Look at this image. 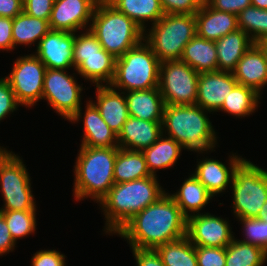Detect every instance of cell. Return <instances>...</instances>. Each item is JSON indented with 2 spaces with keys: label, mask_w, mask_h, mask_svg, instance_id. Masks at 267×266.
Wrapping results in <instances>:
<instances>
[{
  "label": "cell",
  "mask_w": 267,
  "mask_h": 266,
  "mask_svg": "<svg viewBox=\"0 0 267 266\" xmlns=\"http://www.w3.org/2000/svg\"><path fill=\"white\" fill-rule=\"evenodd\" d=\"M67 70L47 68L44 77L42 100L68 121L81 108L82 85Z\"/></svg>",
  "instance_id": "obj_13"
},
{
  "label": "cell",
  "mask_w": 267,
  "mask_h": 266,
  "mask_svg": "<svg viewBox=\"0 0 267 266\" xmlns=\"http://www.w3.org/2000/svg\"><path fill=\"white\" fill-rule=\"evenodd\" d=\"M55 0H23V11L35 18L49 20Z\"/></svg>",
  "instance_id": "obj_41"
},
{
  "label": "cell",
  "mask_w": 267,
  "mask_h": 266,
  "mask_svg": "<svg viewBox=\"0 0 267 266\" xmlns=\"http://www.w3.org/2000/svg\"><path fill=\"white\" fill-rule=\"evenodd\" d=\"M205 0H160L165 14H195Z\"/></svg>",
  "instance_id": "obj_40"
},
{
  "label": "cell",
  "mask_w": 267,
  "mask_h": 266,
  "mask_svg": "<svg viewBox=\"0 0 267 266\" xmlns=\"http://www.w3.org/2000/svg\"><path fill=\"white\" fill-rule=\"evenodd\" d=\"M194 15L196 35L210 41L215 42L239 29L237 15L215 10L206 1Z\"/></svg>",
  "instance_id": "obj_23"
},
{
  "label": "cell",
  "mask_w": 267,
  "mask_h": 266,
  "mask_svg": "<svg viewBox=\"0 0 267 266\" xmlns=\"http://www.w3.org/2000/svg\"><path fill=\"white\" fill-rule=\"evenodd\" d=\"M228 164L225 165L219 160L209 157L197 161V167L193 172L194 176L206 187L208 192L213 196L221 194L228 189L232 183L233 174L238 165L245 159L232 153L229 155Z\"/></svg>",
  "instance_id": "obj_18"
},
{
  "label": "cell",
  "mask_w": 267,
  "mask_h": 266,
  "mask_svg": "<svg viewBox=\"0 0 267 266\" xmlns=\"http://www.w3.org/2000/svg\"><path fill=\"white\" fill-rule=\"evenodd\" d=\"M198 266H225L226 247L195 246Z\"/></svg>",
  "instance_id": "obj_38"
},
{
  "label": "cell",
  "mask_w": 267,
  "mask_h": 266,
  "mask_svg": "<svg viewBox=\"0 0 267 266\" xmlns=\"http://www.w3.org/2000/svg\"><path fill=\"white\" fill-rule=\"evenodd\" d=\"M98 109L101 117L118 135L129 118L128 105L123 91L111 85L96 86V102L90 100Z\"/></svg>",
  "instance_id": "obj_21"
},
{
  "label": "cell",
  "mask_w": 267,
  "mask_h": 266,
  "mask_svg": "<svg viewBox=\"0 0 267 266\" xmlns=\"http://www.w3.org/2000/svg\"><path fill=\"white\" fill-rule=\"evenodd\" d=\"M181 209L182 214L188 219L196 214L210 203L213 196L206 187L194 176L193 173L186 178L175 193L169 194ZM191 212V213H190Z\"/></svg>",
  "instance_id": "obj_26"
},
{
  "label": "cell",
  "mask_w": 267,
  "mask_h": 266,
  "mask_svg": "<svg viewBox=\"0 0 267 266\" xmlns=\"http://www.w3.org/2000/svg\"><path fill=\"white\" fill-rule=\"evenodd\" d=\"M267 252L256 245L234 238L226 247L225 266H264Z\"/></svg>",
  "instance_id": "obj_34"
},
{
  "label": "cell",
  "mask_w": 267,
  "mask_h": 266,
  "mask_svg": "<svg viewBox=\"0 0 267 266\" xmlns=\"http://www.w3.org/2000/svg\"><path fill=\"white\" fill-rule=\"evenodd\" d=\"M119 147L81 146L74 165L76 201L91 198L99 203L114 185V163Z\"/></svg>",
  "instance_id": "obj_4"
},
{
  "label": "cell",
  "mask_w": 267,
  "mask_h": 266,
  "mask_svg": "<svg viewBox=\"0 0 267 266\" xmlns=\"http://www.w3.org/2000/svg\"><path fill=\"white\" fill-rule=\"evenodd\" d=\"M231 185L235 218H259L267 198V170L244 159L235 169Z\"/></svg>",
  "instance_id": "obj_8"
},
{
  "label": "cell",
  "mask_w": 267,
  "mask_h": 266,
  "mask_svg": "<svg viewBox=\"0 0 267 266\" xmlns=\"http://www.w3.org/2000/svg\"><path fill=\"white\" fill-rule=\"evenodd\" d=\"M73 64L76 74L95 86L110 85L114 79L116 58L102 48L89 29L75 33Z\"/></svg>",
  "instance_id": "obj_9"
},
{
  "label": "cell",
  "mask_w": 267,
  "mask_h": 266,
  "mask_svg": "<svg viewBox=\"0 0 267 266\" xmlns=\"http://www.w3.org/2000/svg\"><path fill=\"white\" fill-rule=\"evenodd\" d=\"M129 116L146 121H162L165 103L159 88L124 92Z\"/></svg>",
  "instance_id": "obj_24"
},
{
  "label": "cell",
  "mask_w": 267,
  "mask_h": 266,
  "mask_svg": "<svg viewBox=\"0 0 267 266\" xmlns=\"http://www.w3.org/2000/svg\"><path fill=\"white\" fill-rule=\"evenodd\" d=\"M162 135V121H146L129 116L118 134L119 148L143 151Z\"/></svg>",
  "instance_id": "obj_22"
},
{
  "label": "cell",
  "mask_w": 267,
  "mask_h": 266,
  "mask_svg": "<svg viewBox=\"0 0 267 266\" xmlns=\"http://www.w3.org/2000/svg\"><path fill=\"white\" fill-rule=\"evenodd\" d=\"M22 160L8 149L0 154V192L4 202L0 211L37 210L31 177Z\"/></svg>",
  "instance_id": "obj_10"
},
{
  "label": "cell",
  "mask_w": 267,
  "mask_h": 266,
  "mask_svg": "<svg viewBox=\"0 0 267 266\" xmlns=\"http://www.w3.org/2000/svg\"><path fill=\"white\" fill-rule=\"evenodd\" d=\"M65 255L56 250H39L33 254L31 266H66Z\"/></svg>",
  "instance_id": "obj_42"
},
{
  "label": "cell",
  "mask_w": 267,
  "mask_h": 266,
  "mask_svg": "<svg viewBox=\"0 0 267 266\" xmlns=\"http://www.w3.org/2000/svg\"><path fill=\"white\" fill-rule=\"evenodd\" d=\"M199 73L180 60L160 63L158 88L165 105H195Z\"/></svg>",
  "instance_id": "obj_11"
},
{
  "label": "cell",
  "mask_w": 267,
  "mask_h": 266,
  "mask_svg": "<svg viewBox=\"0 0 267 266\" xmlns=\"http://www.w3.org/2000/svg\"><path fill=\"white\" fill-rule=\"evenodd\" d=\"M151 176L142 151L119 148L114 163V182L123 183Z\"/></svg>",
  "instance_id": "obj_30"
},
{
  "label": "cell",
  "mask_w": 267,
  "mask_h": 266,
  "mask_svg": "<svg viewBox=\"0 0 267 266\" xmlns=\"http://www.w3.org/2000/svg\"><path fill=\"white\" fill-rule=\"evenodd\" d=\"M89 30L102 48L115 58L138 45L144 36V31L132 19L107 0H99L96 4Z\"/></svg>",
  "instance_id": "obj_5"
},
{
  "label": "cell",
  "mask_w": 267,
  "mask_h": 266,
  "mask_svg": "<svg viewBox=\"0 0 267 266\" xmlns=\"http://www.w3.org/2000/svg\"><path fill=\"white\" fill-rule=\"evenodd\" d=\"M160 63L149 45L142 40L116 58L115 75L110 85L123 92L157 88Z\"/></svg>",
  "instance_id": "obj_7"
},
{
  "label": "cell",
  "mask_w": 267,
  "mask_h": 266,
  "mask_svg": "<svg viewBox=\"0 0 267 266\" xmlns=\"http://www.w3.org/2000/svg\"><path fill=\"white\" fill-rule=\"evenodd\" d=\"M19 106L21 105L18 103L7 78L5 76L0 78V122L18 110Z\"/></svg>",
  "instance_id": "obj_39"
},
{
  "label": "cell",
  "mask_w": 267,
  "mask_h": 266,
  "mask_svg": "<svg viewBox=\"0 0 267 266\" xmlns=\"http://www.w3.org/2000/svg\"><path fill=\"white\" fill-rule=\"evenodd\" d=\"M155 175L123 183H114L99 202L105 216L104 232L116 234L136 213L162 197L166 191Z\"/></svg>",
  "instance_id": "obj_2"
},
{
  "label": "cell",
  "mask_w": 267,
  "mask_h": 266,
  "mask_svg": "<svg viewBox=\"0 0 267 266\" xmlns=\"http://www.w3.org/2000/svg\"><path fill=\"white\" fill-rule=\"evenodd\" d=\"M49 20H43L27 15L24 11L13 19V45L30 46L37 44L50 31ZM37 42V43H35Z\"/></svg>",
  "instance_id": "obj_31"
},
{
  "label": "cell",
  "mask_w": 267,
  "mask_h": 266,
  "mask_svg": "<svg viewBox=\"0 0 267 266\" xmlns=\"http://www.w3.org/2000/svg\"><path fill=\"white\" fill-rule=\"evenodd\" d=\"M263 49H264V52H265V55H266V58H267V41H264V42H261V43H258Z\"/></svg>",
  "instance_id": "obj_50"
},
{
  "label": "cell",
  "mask_w": 267,
  "mask_h": 266,
  "mask_svg": "<svg viewBox=\"0 0 267 266\" xmlns=\"http://www.w3.org/2000/svg\"><path fill=\"white\" fill-rule=\"evenodd\" d=\"M36 211L37 210L0 211V214L4 217L8 225L11 237L16 244L18 239L35 233L37 225Z\"/></svg>",
  "instance_id": "obj_36"
},
{
  "label": "cell",
  "mask_w": 267,
  "mask_h": 266,
  "mask_svg": "<svg viewBox=\"0 0 267 266\" xmlns=\"http://www.w3.org/2000/svg\"><path fill=\"white\" fill-rule=\"evenodd\" d=\"M5 150L6 148L0 146V154H2Z\"/></svg>",
  "instance_id": "obj_51"
},
{
  "label": "cell",
  "mask_w": 267,
  "mask_h": 266,
  "mask_svg": "<svg viewBox=\"0 0 267 266\" xmlns=\"http://www.w3.org/2000/svg\"><path fill=\"white\" fill-rule=\"evenodd\" d=\"M232 73L238 84L262 95L261 90L267 85V58L264 49L254 43L238 61Z\"/></svg>",
  "instance_id": "obj_20"
},
{
  "label": "cell",
  "mask_w": 267,
  "mask_h": 266,
  "mask_svg": "<svg viewBox=\"0 0 267 266\" xmlns=\"http://www.w3.org/2000/svg\"><path fill=\"white\" fill-rule=\"evenodd\" d=\"M182 149L174 139L162 134L156 142L142 151L150 174L157 176L158 170L173 167L181 156Z\"/></svg>",
  "instance_id": "obj_28"
},
{
  "label": "cell",
  "mask_w": 267,
  "mask_h": 266,
  "mask_svg": "<svg viewBox=\"0 0 267 266\" xmlns=\"http://www.w3.org/2000/svg\"><path fill=\"white\" fill-rule=\"evenodd\" d=\"M119 12L132 19L143 31L146 30L145 22L155 24L165 13L160 0H107Z\"/></svg>",
  "instance_id": "obj_29"
},
{
  "label": "cell",
  "mask_w": 267,
  "mask_h": 266,
  "mask_svg": "<svg viewBox=\"0 0 267 266\" xmlns=\"http://www.w3.org/2000/svg\"><path fill=\"white\" fill-rule=\"evenodd\" d=\"M208 112L211 113L196 104L165 105L162 134L174 139L184 150L198 154L215 151L219 137L207 116Z\"/></svg>",
  "instance_id": "obj_3"
},
{
  "label": "cell",
  "mask_w": 267,
  "mask_h": 266,
  "mask_svg": "<svg viewBox=\"0 0 267 266\" xmlns=\"http://www.w3.org/2000/svg\"><path fill=\"white\" fill-rule=\"evenodd\" d=\"M195 35L194 14H165L144 31L143 40L159 61L164 62L180 60L184 47Z\"/></svg>",
  "instance_id": "obj_6"
},
{
  "label": "cell",
  "mask_w": 267,
  "mask_h": 266,
  "mask_svg": "<svg viewBox=\"0 0 267 266\" xmlns=\"http://www.w3.org/2000/svg\"><path fill=\"white\" fill-rule=\"evenodd\" d=\"M16 243L11 237L8 225L0 214V256L12 252Z\"/></svg>",
  "instance_id": "obj_46"
},
{
  "label": "cell",
  "mask_w": 267,
  "mask_h": 266,
  "mask_svg": "<svg viewBox=\"0 0 267 266\" xmlns=\"http://www.w3.org/2000/svg\"><path fill=\"white\" fill-rule=\"evenodd\" d=\"M13 19L0 17V50L13 51V37H12Z\"/></svg>",
  "instance_id": "obj_45"
},
{
  "label": "cell",
  "mask_w": 267,
  "mask_h": 266,
  "mask_svg": "<svg viewBox=\"0 0 267 266\" xmlns=\"http://www.w3.org/2000/svg\"><path fill=\"white\" fill-rule=\"evenodd\" d=\"M82 116V108L69 120L71 123L79 122L83 117V138L80 146L86 147H119L118 135L108 126L101 117L96 106L88 100Z\"/></svg>",
  "instance_id": "obj_19"
},
{
  "label": "cell",
  "mask_w": 267,
  "mask_h": 266,
  "mask_svg": "<svg viewBox=\"0 0 267 266\" xmlns=\"http://www.w3.org/2000/svg\"><path fill=\"white\" fill-rule=\"evenodd\" d=\"M261 98V95L252 88L237 84L217 112H226L236 118L248 117L256 112Z\"/></svg>",
  "instance_id": "obj_32"
},
{
  "label": "cell",
  "mask_w": 267,
  "mask_h": 266,
  "mask_svg": "<svg viewBox=\"0 0 267 266\" xmlns=\"http://www.w3.org/2000/svg\"><path fill=\"white\" fill-rule=\"evenodd\" d=\"M180 61L199 74L218 71L215 42L195 35L184 47Z\"/></svg>",
  "instance_id": "obj_27"
},
{
  "label": "cell",
  "mask_w": 267,
  "mask_h": 266,
  "mask_svg": "<svg viewBox=\"0 0 267 266\" xmlns=\"http://www.w3.org/2000/svg\"><path fill=\"white\" fill-rule=\"evenodd\" d=\"M238 84L232 72L213 71L199 74L196 105L217 112L224 99Z\"/></svg>",
  "instance_id": "obj_17"
},
{
  "label": "cell",
  "mask_w": 267,
  "mask_h": 266,
  "mask_svg": "<svg viewBox=\"0 0 267 266\" xmlns=\"http://www.w3.org/2000/svg\"><path fill=\"white\" fill-rule=\"evenodd\" d=\"M238 28L243 30L254 43L267 41V9L252 5L237 15Z\"/></svg>",
  "instance_id": "obj_35"
},
{
  "label": "cell",
  "mask_w": 267,
  "mask_h": 266,
  "mask_svg": "<svg viewBox=\"0 0 267 266\" xmlns=\"http://www.w3.org/2000/svg\"><path fill=\"white\" fill-rule=\"evenodd\" d=\"M259 218L262 221L267 222V198H266L264 205L262 206V208L260 210V217Z\"/></svg>",
  "instance_id": "obj_49"
},
{
  "label": "cell",
  "mask_w": 267,
  "mask_h": 266,
  "mask_svg": "<svg viewBox=\"0 0 267 266\" xmlns=\"http://www.w3.org/2000/svg\"><path fill=\"white\" fill-rule=\"evenodd\" d=\"M253 44L252 39L241 29L215 41L218 71L233 72L238 61Z\"/></svg>",
  "instance_id": "obj_25"
},
{
  "label": "cell",
  "mask_w": 267,
  "mask_h": 266,
  "mask_svg": "<svg viewBox=\"0 0 267 266\" xmlns=\"http://www.w3.org/2000/svg\"><path fill=\"white\" fill-rule=\"evenodd\" d=\"M11 73L5 76L22 106L33 107L43 94L45 72L44 63L33 53L15 59Z\"/></svg>",
  "instance_id": "obj_12"
},
{
  "label": "cell",
  "mask_w": 267,
  "mask_h": 266,
  "mask_svg": "<svg viewBox=\"0 0 267 266\" xmlns=\"http://www.w3.org/2000/svg\"><path fill=\"white\" fill-rule=\"evenodd\" d=\"M116 235L126 239L130 248L156 249L187 236V218L166 192L136 213Z\"/></svg>",
  "instance_id": "obj_1"
},
{
  "label": "cell",
  "mask_w": 267,
  "mask_h": 266,
  "mask_svg": "<svg viewBox=\"0 0 267 266\" xmlns=\"http://www.w3.org/2000/svg\"><path fill=\"white\" fill-rule=\"evenodd\" d=\"M23 12V0H0V17L14 19Z\"/></svg>",
  "instance_id": "obj_47"
},
{
  "label": "cell",
  "mask_w": 267,
  "mask_h": 266,
  "mask_svg": "<svg viewBox=\"0 0 267 266\" xmlns=\"http://www.w3.org/2000/svg\"><path fill=\"white\" fill-rule=\"evenodd\" d=\"M75 33L50 30L36 47L35 55L49 69H72Z\"/></svg>",
  "instance_id": "obj_16"
},
{
  "label": "cell",
  "mask_w": 267,
  "mask_h": 266,
  "mask_svg": "<svg viewBox=\"0 0 267 266\" xmlns=\"http://www.w3.org/2000/svg\"><path fill=\"white\" fill-rule=\"evenodd\" d=\"M165 266H198L195 245L187 236L155 249Z\"/></svg>",
  "instance_id": "obj_33"
},
{
  "label": "cell",
  "mask_w": 267,
  "mask_h": 266,
  "mask_svg": "<svg viewBox=\"0 0 267 266\" xmlns=\"http://www.w3.org/2000/svg\"><path fill=\"white\" fill-rule=\"evenodd\" d=\"M212 8L218 11L238 15L251 5V0H205Z\"/></svg>",
  "instance_id": "obj_43"
},
{
  "label": "cell",
  "mask_w": 267,
  "mask_h": 266,
  "mask_svg": "<svg viewBox=\"0 0 267 266\" xmlns=\"http://www.w3.org/2000/svg\"><path fill=\"white\" fill-rule=\"evenodd\" d=\"M233 235L226 218L202 212L187 219V237L195 246L227 247Z\"/></svg>",
  "instance_id": "obj_14"
},
{
  "label": "cell",
  "mask_w": 267,
  "mask_h": 266,
  "mask_svg": "<svg viewBox=\"0 0 267 266\" xmlns=\"http://www.w3.org/2000/svg\"><path fill=\"white\" fill-rule=\"evenodd\" d=\"M251 5L260 9H267V0H251Z\"/></svg>",
  "instance_id": "obj_48"
},
{
  "label": "cell",
  "mask_w": 267,
  "mask_h": 266,
  "mask_svg": "<svg viewBox=\"0 0 267 266\" xmlns=\"http://www.w3.org/2000/svg\"><path fill=\"white\" fill-rule=\"evenodd\" d=\"M244 239L239 240L261 247L267 252V222L260 218H240Z\"/></svg>",
  "instance_id": "obj_37"
},
{
  "label": "cell",
  "mask_w": 267,
  "mask_h": 266,
  "mask_svg": "<svg viewBox=\"0 0 267 266\" xmlns=\"http://www.w3.org/2000/svg\"><path fill=\"white\" fill-rule=\"evenodd\" d=\"M99 0H55L49 18L51 30L76 33L89 29Z\"/></svg>",
  "instance_id": "obj_15"
},
{
  "label": "cell",
  "mask_w": 267,
  "mask_h": 266,
  "mask_svg": "<svg viewBox=\"0 0 267 266\" xmlns=\"http://www.w3.org/2000/svg\"><path fill=\"white\" fill-rule=\"evenodd\" d=\"M137 266H165L155 249L131 248Z\"/></svg>",
  "instance_id": "obj_44"
}]
</instances>
